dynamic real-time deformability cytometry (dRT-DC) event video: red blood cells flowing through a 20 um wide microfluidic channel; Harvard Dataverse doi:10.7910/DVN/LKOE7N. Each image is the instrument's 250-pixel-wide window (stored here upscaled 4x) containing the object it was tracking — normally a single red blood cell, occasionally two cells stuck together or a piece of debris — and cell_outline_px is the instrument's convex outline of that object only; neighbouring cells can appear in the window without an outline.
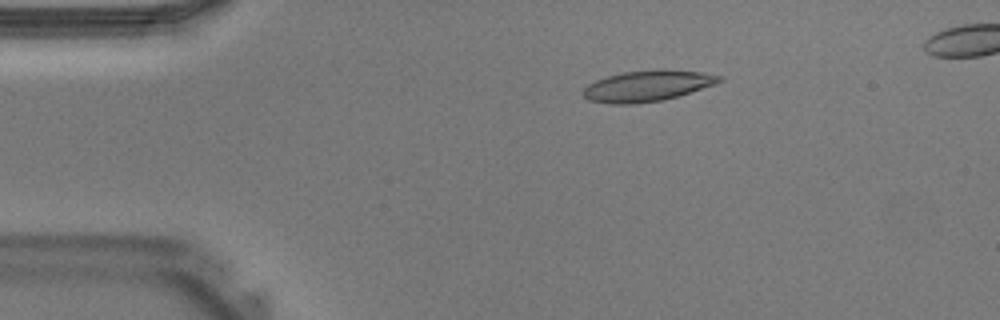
{"species": "Egyptian fruit bat (a non-hibernating species)", "species_latin": "Rousettus aegyptiacus", "temperature_condition": "warm", "stored_images_in_passage": 39, "camera_frame_rate_fps": 3000, "um_per_image_px": 0.085, "animal": {"sex": "male"}, "frame": {"image": 1, "passage_image": 7, "time_ms": 2.0, "image_size_px": [1000, 320], "cell_outline_px": [[724, 80], [716, 84], [676, 96], [660, 100], [636, 104], [612, 104], [588, 100], [584, 96], [584, 88], [588, 84], [596, 80], [608, 76], [624, 72], [656, 68], [664, 68], [700, 72], [724, 76]], "centroid_in_image_um": [55.05, 7.28], "position_along_channel_um": 29.9, "area_um2": 24.62}}
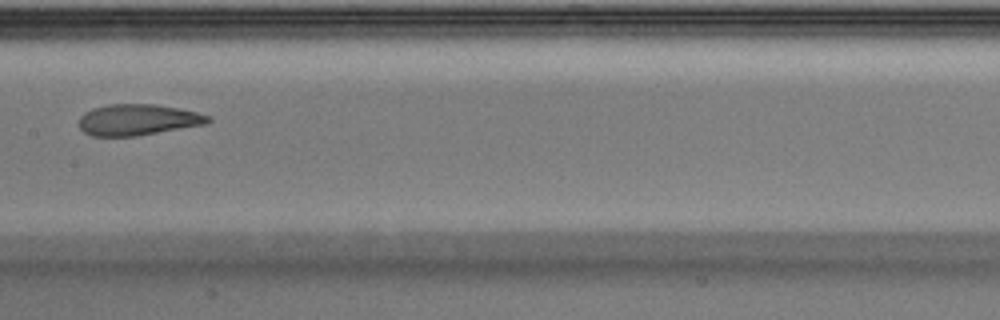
{"frame": {"image": 2, "passage_image": 20, "time_ms": 6.333, "image_size_px": [1000, 320], "cell_outline_px": [[212, 120], [208, 124], [136, 136], [92, 136], [84, 132], [80, 128], [80, 116], [84, 112], [92, 108], [108, 104], [156, 104], [196, 112], [212, 116]], "centroid_in_image_um": [11.74, 10.18], "position_along_channel_um": 195.7, "area_um2": 23.52}}
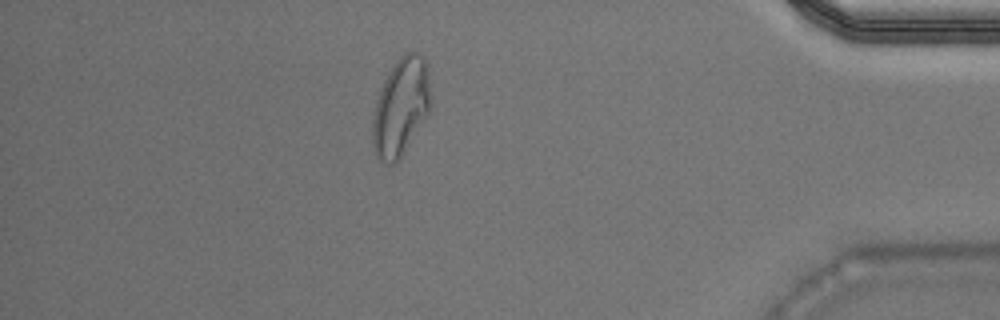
{"frame": {"image": 3, "passage_image": 35, "time_ms": 11.333, "image_size_px": [1000, 320], "cell_outline_px": [[432, 108], [400, 156], [392, 164], [388, 164], [380, 160], [376, 156], [372, 140], [372, 120], [376, 100], [384, 80], [392, 64], [404, 52], [416, 52], [424, 56], [428, 72], [432, 100]], "centroid_in_image_um": [34.08, 9.03], "position_along_channel_um": 401.1, "area_um2": 33.18}}